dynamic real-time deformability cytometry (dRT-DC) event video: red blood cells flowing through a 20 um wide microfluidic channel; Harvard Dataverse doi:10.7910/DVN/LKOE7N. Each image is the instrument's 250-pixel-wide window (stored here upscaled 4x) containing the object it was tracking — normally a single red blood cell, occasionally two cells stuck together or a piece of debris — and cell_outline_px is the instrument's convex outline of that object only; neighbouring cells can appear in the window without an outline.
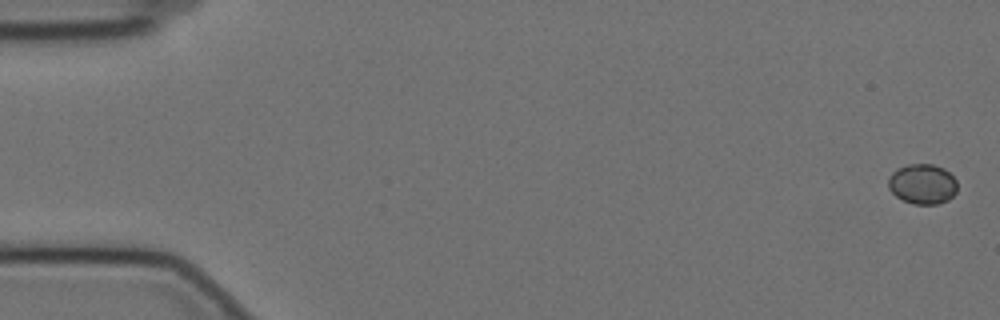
{"species": "Egyptian fruit bat (a non-hibernating species)", "species_latin": "Rousettus aegyptiacus", "temperature_condition": "cold", "stored_images_in_passage": 58, "camera_frame_rate_fps": 3000, "um_per_image_px": 0.085, "animal": {"sex": "female"}, "frame": {"image": 1, "passage_image": 1, "time_ms": 0.0, "image_size_px": [1000, 320], "cell_outline_px": [[956, 192], [948, 200], [936, 204], [912, 204], [896, 196], [888, 188], [888, 180], [892, 172], [896, 168], [908, 164], [932, 164], [944, 168], [956, 180]], "centroid_in_image_um": [78.39, 15.63], "position_along_channel_um": 6.6, "area_um2": 16.13}}
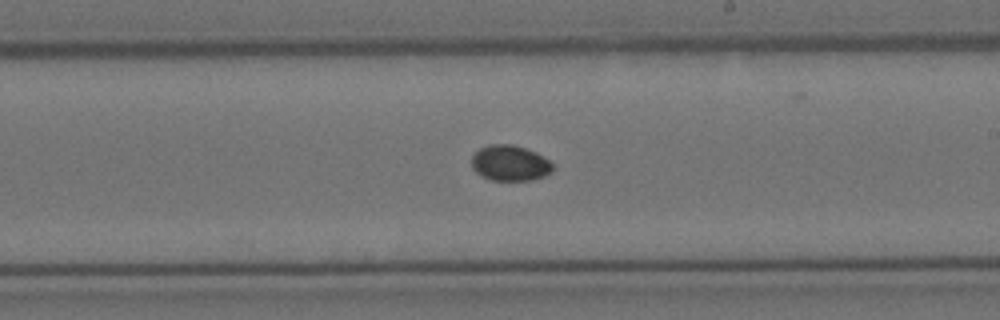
{"frame": {"image": 2, "passage_image": 34, "time_ms": 11.0, "image_size_px": [1000, 320], "cell_outline_px": [[556, 168], [552, 172], [544, 176], [532, 180], [492, 180], [480, 176], [472, 168], [472, 156], [480, 148], [492, 144], [512, 144], [536, 152], [552, 160]], "centroid_in_image_um": [43.4, 13.87], "position_along_channel_um": 245.6, "area_um2": 17.11}}
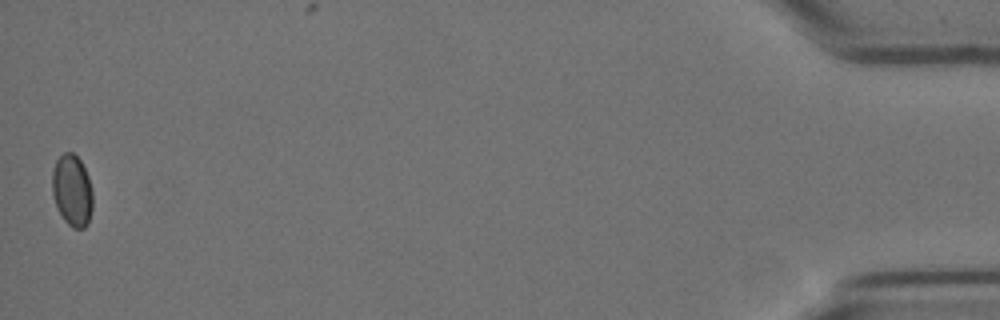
{"frame": {"image": 3, "passage_image": 58, "time_ms": 19.0, "image_size_px": [1000, 320], "cell_outline_px": [[92, 208], [88, 224], [84, 228], [72, 228], [64, 220], [52, 196], [52, 172], [56, 160], [64, 152], [72, 152], [80, 160], [88, 176], [92, 192]], "centroid_in_image_um": [6.13, 16.19], "position_along_channel_um": 429.1, "area_um2": 16.88}, "authors_computed_cell_mechanics": {"area_um2": 16.5597, "velocity_mm_per_s": 3.472, "shape_relaxation_time_tau1_ms": 4.4883, "shape_relaxation_time_tau2_ms": null, "deformation_change_tau1": 0.0517, "deformation_change_tau2": null}}